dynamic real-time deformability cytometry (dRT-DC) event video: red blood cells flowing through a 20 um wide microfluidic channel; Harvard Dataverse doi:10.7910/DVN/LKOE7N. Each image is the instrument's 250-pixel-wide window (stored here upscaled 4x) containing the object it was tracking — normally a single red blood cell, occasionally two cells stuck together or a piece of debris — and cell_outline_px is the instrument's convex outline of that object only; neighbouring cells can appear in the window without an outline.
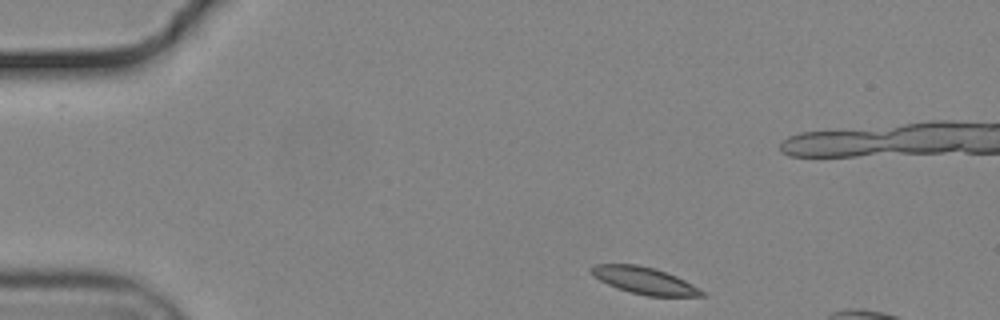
{"species": "common noctule bat (a hibernating species)", "species_latin": "Nyctalus noctula", "temperature_condition": "cold", "stored_images_in_passage": 5, "camera_frame_rate_fps": 3000, "um_per_image_px": 0.085, "animal": {"sex": "male", "body_mass_g": 19.2, "forearm_length_mm": 51.8}, "frame": {"image": 1, "passage_image": 1, "time_ms": 0.0, "image_size_px": [1000, 320], "cell_outline_px": [[704, 296], [648, 296], [616, 288], [600, 280], [588, 268], [592, 264], [636, 264], [656, 268], [676, 276], [692, 284], [704, 292]], "centroid_in_image_um": [54.76, 23.83], "position_along_channel_um": 30.2, "area_um2": 17.17}}